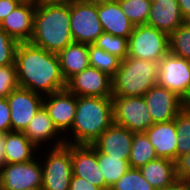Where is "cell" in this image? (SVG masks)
<instances>
[{
	"label": "cell",
	"instance_id": "cell-1",
	"mask_svg": "<svg viewBox=\"0 0 190 190\" xmlns=\"http://www.w3.org/2000/svg\"><path fill=\"white\" fill-rule=\"evenodd\" d=\"M15 65L21 88L44 96L66 89L56 53L48 52L30 42L19 43Z\"/></svg>",
	"mask_w": 190,
	"mask_h": 190
},
{
	"label": "cell",
	"instance_id": "cell-2",
	"mask_svg": "<svg viewBox=\"0 0 190 190\" xmlns=\"http://www.w3.org/2000/svg\"><path fill=\"white\" fill-rule=\"evenodd\" d=\"M31 44L58 54L73 42L70 5L37 3Z\"/></svg>",
	"mask_w": 190,
	"mask_h": 190
},
{
	"label": "cell",
	"instance_id": "cell-3",
	"mask_svg": "<svg viewBox=\"0 0 190 190\" xmlns=\"http://www.w3.org/2000/svg\"><path fill=\"white\" fill-rule=\"evenodd\" d=\"M112 97L77 96L72 141L66 144H93L113 124Z\"/></svg>",
	"mask_w": 190,
	"mask_h": 190
},
{
	"label": "cell",
	"instance_id": "cell-4",
	"mask_svg": "<svg viewBox=\"0 0 190 190\" xmlns=\"http://www.w3.org/2000/svg\"><path fill=\"white\" fill-rule=\"evenodd\" d=\"M158 62L127 56L112 77V96H143L157 85Z\"/></svg>",
	"mask_w": 190,
	"mask_h": 190
},
{
	"label": "cell",
	"instance_id": "cell-5",
	"mask_svg": "<svg viewBox=\"0 0 190 190\" xmlns=\"http://www.w3.org/2000/svg\"><path fill=\"white\" fill-rule=\"evenodd\" d=\"M61 138L42 165L41 190H69L72 174L71 144Z\"/></svg>",
	"mask_w": 190,
	"mask_h": 190
},
{
	"label": "cell",
	"instance_id": "cell-6",
	"mask_svg": "<svg viewBox=\"0 0 190 190\" xmlns=\"http://www.w3.org/2000/svg\"><path fill=\"white\" fill-rule=\"evenodd\" d=\"M169 52L168 34L149 25L134 26L128 56L158 62Z\"/></svg>",
	"mask_w": 190,
	"mask_h": 190
},
{
	"label": "cell",
	"instance_id": "cell-7",
	"mask_svg": "<svg viewBox=\"0 0 190 190\" xmlns=\"http://www.w3.org/2000/svg\"><path fill=\"white\" fill-rule=\"evenodd\" d=\"M113 122L133 133H144L153 125L143 96H112Z\"/></svg>",
	"mask_w": 190,
	"mask_h": 190
},
{
	"label": "cell",
	"instance_id": "cell-8",
	"mask_svg": "<svg viewBox=\"0 0 190 190\" xmlns=\"http://www.w3.org/2000/svg\"><path fill=\"white\" fill-rule=\"evenodd\" d=\"M70 30L73 42L93 44L104 32L97 5L76 0L70 4Z\"/></svg>",
	"mask_w": 190,
	"mask_h": 190
},
{
	"label": "cell",
	"instance_id": "cell-9",
	"mask_svg": "<svg viewBox=\"0 0 190 190\" xmlns=\"http://www.w3.org/2000/svg\"><path fill=\"white\" fill-rule=\"evenodd\" d=\"M157 85L184 100L190 91V61L168 52L159 61Z\"/></svg>",
	"mask_w": 190,
	"mask_h": 190
},
{
	"label": "cell",
	"instance_id": "cell-10",
	"mask_svg": "<svg viewBox=\"0 0 190 190\" xmlns=\"http://www.w3.org/2000/svg\"><path fill=\"white\" fill-rule=\"evenodd\" d=\"M42 164L35 158L24 163L6 164L0 169V190H41Z\"/></svg>",
	"mask_w": 190,
	"mask_h": 190
},
{
	"label": "cell",
	"instance_id": "cell-11",
	"mask_svg": "<svg viewBox=\"0 0 190 190\" xmlns=\"http://www.w3.org/2000/svg\"><path fill=\"white\" fill-rule=\"evenodd\" d=\"M43 96L19 87L6 97L11 113V131L23 132L27 128L43 105Z\"/></svg>",
	"mask_w": 190,
	"mask_h": 190
},
{
	"label": "cell",
	"instance_id": "cell-12",
	"mask_svg": "<svg viewBox=\"0 0 190 190\" xmlns=\"http://www.w3.org/2000/svg\"><path fill=\"white\" fill-rule=\"evenodd\" d=\"M66 89L76 96L112 97V77L88 66L66 82Z\"/></svg>",
	"mask_w": 190,
	"mask_h": 190
},
{
	"label": "cell",
	"instance_id": "cell-13",
	"mask_svg": "<svg viewBox=\"0 0 190 190\" xmlns=\"http://www.w3.org/2000/svg\"><path fill=\"white\" fill-rule=\"evenodd\" d=\"M153 124L175 120L183 110V100L172 91L155 85L143 95Z\"/></svg>",
	"mask_w": 190,
	"mask_h": 190
},
{
	"label": "cell",
	"instance_id": "cell-14",
	"mask_svg": "<svg viewBox=\"0 0 190 190\" xmlns=\"http://www.w3.org/2000/svg\"><path fill=\"white\" fill-rule=\"evenodd\" d=\"M72 174L84 178L105 190V180L97 161V149L92 145L71 144Z\"/></svg>",
	"mask_w": 190,
	"mask_h": 190
},
{
	"label": "cell",
	"instance_id": "cell-15",
	"mask_svg": "<svg viewBox=\"0 0 190 190\" xmlns=\"http://www.w3.org/2000/svg\"><path fill=\"white\" fill-rule=\"evenodd\" d=\"M76 105L77 96L67 89L54 92L43 98V106L61 134L64 130L71 129L75 118Z\"/></svg>",
	"mask_w": 190,
	"mask_h": 190
},
{
	"label": "cell",
	"instance_id": "cell-16",
	"mask_svg": "<svg viewBox=\"0 0 190 190\" xmlns=\"http://www.w3.org/2000/svg\"><path fill=\"white\" fill-rule=\"evenodd\" d=\"M134 133L113 123L92 144L99 152L115 158L128 160Z\"/></svg>",
	"mask_w": 190,
	"mask_h": 190
},
{
	"label": "cell",
	"instance_id": "cell-17",
	"mask_svg": "<svg viewBox=\"0 0 190 190\" xmlns=\"http://www.w3.org/2000/svg\"><path fill=\"white\" fill-rule=\"evenodd\" d=\"M36 4H19L0 22V28L18 43L29 42L33 33Z\"/></svg>",
	"mask_w": 190,
	"mask_h": 190
},
{
	"label": "cell",
	"instance_id": "cell-18",
	"mask_svg": "<svg viewBox=\"0 0 190 190\" xmlns=\"http://www.w3.org/2000/svg\"><path fill=\"white\" fill-rule=\"evenodd\" d=\"M185 19L177 0H153L146 25L163 31L168 35L179 28Z\"/></svg>",
	"mask_w": 190,
	"mask_h": 190
},
{
	"label": "cell",
	"instance_id": "cell-19",
	"mask_svg": "<svg viewBox=\"0 0 190 190\" xmlns=\"http://www.w3.org/2000/svg\"><path fill=\"white\" fill-rule=\"evenodd\" d=\"M139 170L155 190H171L180 184L176 162L171 159L158 157L140 167Z\"/></svg>",
	"mask_w": 190,
	"mask_h": 190
},
{
	"label": "cell",
	"instance_id": "cell-20",
	"mask_svg": "<svg viewBox=\"0 0 190 190\" xmlns=\"http://www.w3.org/2000/svg\"><path fill=\"white\" fill-rule=\"evenodd\" d=\"M159 158L177 161L178 135L175 120L154 123L144 132Z\"/></svg>",
	"mask_w": 190,
	"mask_h": 190
},
{
	"label": "cell",
	"instance_id": "cell-21",
	"mask_svg": "<svg viewBox=\"0 0 190 190\" xmlns=\"http://www.w3.org/2000/svg\"><path fill=\"white\" fill-rule=\"evenodd\" d=\"M97 12L104 32L129 38L134 25L124 14L118 1L97 5Z\"/></svg>",
	"mask_w": 190,
	"mask_h": 190
},
{
	"label": "cell",
	"instance_id": "cell-22",
	"mask_svg": "<svg viewBox=\"0 0 190 190\" xmlns=\"http://www.w3.org/2000/svg\"><path fill=\"white\" fill-rule=\"evenodd\" d=\"M57 55L60 61L61 73L66 82L90 66L87 44L72 42Z\"/></svg>",
	"mask_w": 190,
	"mask_h": 190
},
{
	"label": "cell",
	"instance_id": "cell-23",
	"mask_svg": "<svg viewBox=\"0 0 190 190\" xmlns=\"http://www.w3.org/2000/svg\"><path fill=\"white\" fill-rule=\"evenodd\" d=\"M23 133L36 147H39V145L43 144V141H49V139H53L61 132L52 122L47 110L42 105Z\"/></svg>",
	"mask_w": 190,
	"mask_h": 190
},
{
	"label": "cell",
	"instance_id": "cell-24",
	"mask_svg": "<svg viewBox=\"0 0 190 190\" xmlns=\"http://www.w3.org/2000/svg\"><path fill=\"white\" fill-rule=\"evenodd\" d=\"M36 147L23 132L10 131L6 133V164L24 163L35 158Z\"/></svg>",
	"mask_w": 190,
	"mask_h": 190
},
{
	"label": "cell",
	"instance_id": "cell-25",
	"mask_svg": "<svg viewBox=\"0 0 190 190\" xmlns=\"http://www.w3.org/2000/svg\"><path fill=\"white\" fill-rule=\"evenodd\" d=\"M97 161L105 180V190L110 188L131 168L128 160L111 157L97 150Z\"/></svg>",
	"mask_w": 190,
	"mask_h": 190
},
{
	"label": "cell",
	"instance_id": "cell-26",
	"mask_svg": "<svg viewBox=\"0 0 190 190\" xmlns=\"http://www.w3.org/2000/svg\"><path fill=\"white\" fill-rule=\"evenodd\" d=\"M158 158L153 145L145 133H134L132 139V149L129 155L131 168H140L148 162Z\"/></svg>",
	"mask_w": 190,
	"mask_h": 190
},
{
	"label": "cell",
	"instance_id": "cell-27",
	"mask_svg": "<svg viewBox=\"0 0 190 190\" xmlns=\"http://www.w3.org/2000/svg\"><path fill=\"white\" fill-rule=\"evenodd\" d=\"M88 53L90 66L97 68L110 77H113L116 71L120 68V58L96 47L93 44L88 45Z\"/></svg>",
	"mask_w": 190,
	"mask_h": 190
},
{
	"label": "cell",
	"instance_id": "cell-28",
	"mask_svg": "<svg viewBox=\"0 0 190 190\" xmlns=\"http://www.w3.org/2000/svg\"><path fill=\"white\" fill-rule=\"evenodd\" d=\"M118 2L134 26L147 24L152 6L151 0H118Z\"/></svg>",
	"mask_w": 190,
	"mask_h": 190
},
{
	"label": "cell",
	"instance_id": "cell-29",
	"mask_svg": "<svg viewBox=\"0 0 190 190\" xmlns=\"http://www.w3.org/2000/svg\"><path fill=\"white\" fill-rule=\"evenodd\" d=\"M169 52L190 61V26L183 23L168 35Z\"/></svg>",
	"mask_w": 190,
	"mask_h": 190
},
{
	"label": "cell",
	"instance_id": "cell-30",
	"mask_svg": "<svg viewBox=\"0 0 190 190\" xmlns=\"http://www.w3.org/2000/svg\"><path fill=\"white\" fill-rule=\"evenodd\" d=\"M112 55L124 60L128 56V39L103 32L93 43Z\"/></svg>",
	"mask_w": 190,
	"mask_h": 190
},
{
	"label": "cell",
	"instance_id": "cell-31",
	"mask_svg": "<svg viewBox=\"0 0 190 190\" xmlns=\"http://www.w3.org/2000/svg\"><path fill=\"white\" fill-rule=\"evenodd\" d=\"M177 129V160L184 154L190 153V112L183 109L175 118Z\"/></svg>",
	"mask_w": 190,
	"mask_h": 190
},
{
	"label": "cell",
	"instance_id": "cell-32",
	"mask_svg": "<svg viewBox=\"0 0 190 190\" xmlns=\"http://www.w3.org/2000/svg\"><path fill=\"white\" fill-rule=\"evenodd\" d=\"M110 190H155L138 168H130Z\"/></svg>",
	"mask_w": 190,
	"mask_h": 190
},
{
	"label": "cell",
	"instance_id": "cell-33",
	"mask_svg": "<svg viewBox=\"0 0 190 190\" xmlns=\"http://www.w3.org/2000/svg\"><path fill=\"white\" fill-rule=\"evenodd\" d=\"M19 87L16 65L10 64L0 67V98H6Z\"/></svg>",
	"mask_w": 190,
	"mask_h": 190
},
{
	"label": "cell",
	"instance_id": "cell-34",
	"mask_svg": "<svg viewBox=\"0 0 190 190\" xmlns=\"http://www.w3.org/2000/svg\"><path fill=\"white\" fill-rule=\"evenodd\" d=\"M18 42L0 28V67L15 64Z\"/></svg>",
	"mask_w": 190,
	"mask_h": 190
},
{
	"label": "cell",
	"instance_id": "cell-35",
	"mask_svg": "<svg viewBox=\"0 0 190 190\" xmlns=\"http://www.w3.org/2000/svg\"><path fill=\"white\" fill-rule=\"evenodd\" d=\"M177 177L180 183H190V153L184 154L176 161Z\"/></svg>",
	"mask_w": 190,
	"mask_h": 190
},
{
	"label": "cell",
	"instance_id": "cell-36",
	"mask_svg": "<svg viewBox=\"0 0 190 190\" xmlns=\"http://www.w3.org/2000/svg\"><path fill=\"white\" fill-rule=\"evenodd\" d=\"M11 131V113L7 98H0V133Z\"/></svg>",
	"mask_w": 190,
	"mask_h": 190
},
{
	"label": "cell",
	"instance_id": "cell-37",
	"mask_svg": "<svg viewBox=\"0 0 190 190\" xmlns=\"http://www.w3.org/2000/svg\"><path fill=\"white\" fill-rule=\"evenodd\" d=\"M69 190H104L89 183L81 177L72 176Z\"/></svg>",
	"mask_w": 190,
	"mask_h": 190
},
{
	"label": "cell",
	"instance_id": "cell-38",
	"mask_svg": "<svg viewBox=\"0 0 190 190\" xmlns=\"http://www.w3.org/2000/svg\"><path fill=\"white\" fill-rule=\"evenodd\" d=\"M19 4L15 0H0V22L17 8Z\"/></svg>",
	"mask_w": 190,
	"mask_h": 190
},
{
	"label": "cell",
	"instance_id": "cell-39",
	"mask_svg": "<svg viewBox=\"0 0 190 190\" xmlns=\"http://www.w3.org/2000/svg\"><path fill=\"white\" fill-rule=\"evenodd\" d=\"M6 133H0V169L6 165Z\"/></svg>",
	"mask_w": 190,
	"mask_h": 190
},
{
	"label": "cell",
	"instance_id": "cell-40",
	"mask_svg": "<svg viewBox=\"0 0 190 190\" xmlns=\"http://www.w3.org/2000/svg\"><path fill=\"white\" fill-rule=\"evenodd\" d=\"M184 19L190 15V0H177Z\"/></svg>",
	"mask_w": 190,
	"mask_h": 190
},
{
	"label": "cell",
	"instance_id": "cell-41",
	"mask_svg": "<svg viewBox=\"0 0 190 190\" xmlns=\"http://www.w3.org/2000/svg\"><path fill=\"white\" fill-rule=\"evenodd\" d=\"M76 0H39V3L44 4H57V5H70Z\"/></svg>",
	"mask_w": 190,
	"mask_h": 190
},
{
	"label": "cell",
	"instance_id": "cell-42",
	"mask_svg": "<svg viewBox=\"0 0 190 190\" xmlns=\"http://www.w3.org/2000/svg\"><path fill=\"white\" fill-rule=\"evenodd\" d=\"M83 2L93 4V5H101V4H107L110 2H116L118 0H81Z\"/></svg>",
	"mask_w": 190,
	"mask_h": 190
},
{
	"label": "cell",
	"instance_id": "cell-43",
	"mask_svg": "<svg viewBox=\"0 0 190 190\" xmlns=\"http://www.w3.org/2000/svg\"><path fill=\"white\" fill-rule=\"evenodd\" d=\"M183 109L190 112V91L187 97L183 100Z\"/></svg>",
	"mask_w": 190,
	"mask_h": 190
},
{
	"label": "cell",
	"instance_id": "cell-44",
	"mask_svg": "<svg viewBox=\"0 0 190 190\" xmlns=\"http://www.w3.org/2000/svg\"><path fill=\"white\" fill-rule=\"evenodd\" d=\"M171 190H190V185L185 183H180L177 187Z\"/></svg>",
	"mask_w": 190,
	"mask_h": 190
},
{
	"label": "cell",
	"instance_id": "cell-45",
	"mask_svg": "<svg viewBox=\"0 0 190 190\" xmlns=\"http://www.w3.org/2000/svg\"><path fill=\"white\" fill-rule=\"evenodd\" d=\"M20 4H37L39 0H15Z\"/></svg>",
	"mask_w": 190,
	"mask_h": 190
},
{
	"label": "cell",
	"instance_id": "cell-46",
	"mask_svg": "<svg viewBox=\"0 0 190 190\" xmlns=\"http://www.w3.org/2000/svg\"><path fill=\"white\" fill-rule=\"evenodd\" d=\"M185 23L190 26V15L185 19Z\"/></svg>",
	"mask_w": 190,
	"mask_h": 190
}]
</instances>
